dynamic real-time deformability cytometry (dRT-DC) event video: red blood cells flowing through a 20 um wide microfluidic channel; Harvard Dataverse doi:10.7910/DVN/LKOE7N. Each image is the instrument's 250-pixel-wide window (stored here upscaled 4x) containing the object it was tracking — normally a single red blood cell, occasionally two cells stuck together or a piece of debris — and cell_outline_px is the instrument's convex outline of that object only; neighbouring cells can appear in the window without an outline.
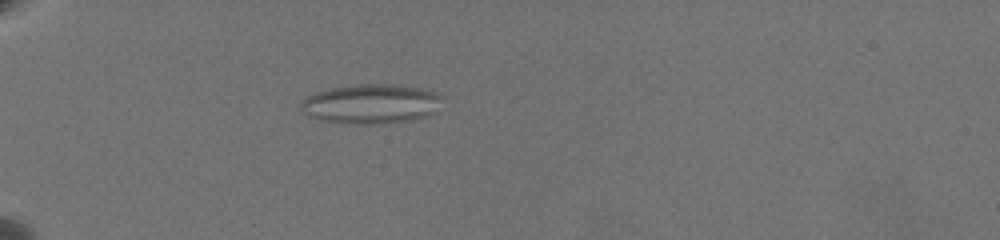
{"species": "common noctule bat (a hibernating species)", "species_latin": "Nyctalus noctula", "temperature_condition": "warm", "stored_images_in_passage": 47, "camera_frame_rate_fps": 3000, "um_per_image_px": 0.085, "animal": {"sex": "female", "body_mass_g": 19.5, "forearm_length_mm": 54.1}, "frame": {"image": 1, "passage_image": 21, "time_ms": 7.0, "image_size_px": [1000, 240], "cell_outline_px": [[440, 96], [432, 112], [428, 116], [412, 120], [388, 124], [352, 124], [320, 120], [308, 116], [300, 108], [300, 104], [312, 92], [332, 88], [356, 84], [392, 84], [424, 88], [436, 92]], "centroid_in_image_um": [31.48, 8.83], "position_along_channel_um": 53.5, "area_um2": 32.6}}
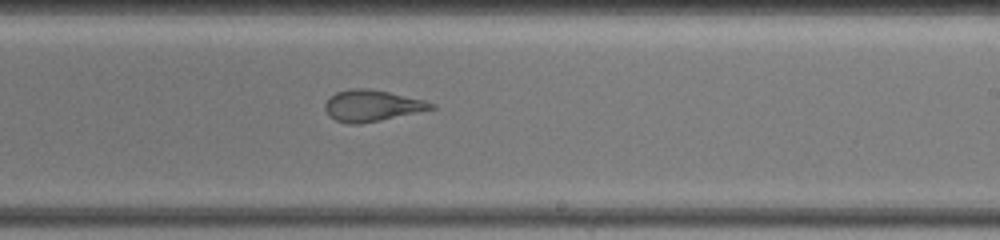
{"frame": {"image": 2, "passage_image": 36, "time_ms": 13.667, "image_size_px": [1000, 240], "cell_outline_px": [[436, 108], [380, 120], [360, 124], [348, 124], [336, 120], [328, 116], [324, 108], [324, 104], [336, 92], [352, 88], [368, 88], [388, 92], [424, 100], [436, 104]], "centroid_in_image_um": [31.59, 8.98], "position_along_channel_um": 257.4, "area_um2": 19.25}}
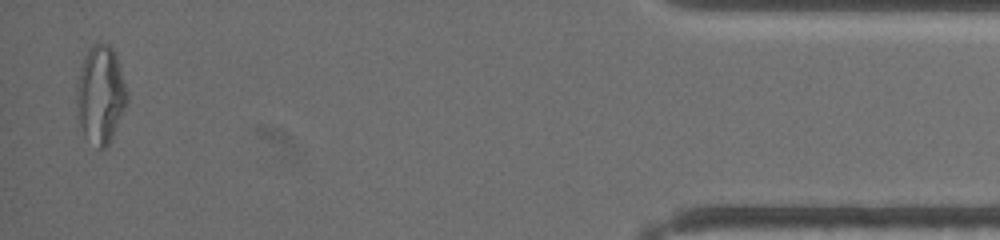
{"frame": {"image": 3, "passage_image": 47, "time_ms": 20.333, "image_size_px": [1000, 240], "cell_outline_px": [[128, 100], [112, 140], [104, 148], [96, 148], [84, 136], [80, 124], [76, 100], [76, 84], [80, 68], [84, 56], [92, 44], [108, 44], [112, 48], [116, 56], [128, 92]], "centroid_in_image_um": [8.54, 8.07], "position_along_channel_um": 426.7, "area_um2": 28.84}, "authors_computed_cell_mechanics": {"area_um2": 29.8248, "velocity_mm_per_s": 3.5155, "shape_relaxation_time_tau1_ms": null, "shape_relaxation_time_tau2_ms": 1.4452, "deformation_change_tau1": null, "deformation_change_tau2": 0.0933}}